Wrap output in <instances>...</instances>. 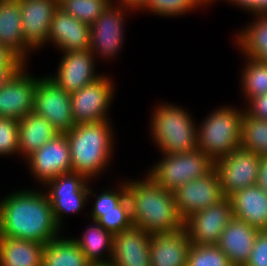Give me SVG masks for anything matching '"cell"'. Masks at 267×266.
Returning <instances> with one entry per match:
<instances>
[{
  "label": "cell",
  "instance_id": "cell-1",
  "mask_svg": "<svg viewBox=\"0 0 267 266\" xmlns=\"http://www.w3.org/2000/svg\"><path fill=\"white\" fill-rule=\"evenodd\" d=\"M43 191L12 192L0 201V237L46 244L57 238L60 228L47 194Z\"/></svg>",
  "mask_w": 267,
  "mask_h": 266
},
{
  "label": "cell",
  "instance_id": "cell-2",
  "mask_svg": "<svg viewBox=\"0 0 267 266\" xmlns=\"http://www.w3.org/2000/svg\"><path fill=\"white\" fill-rule=\"evenodd\" d=\"M133 226L149 234L174 232L184 228L174 194L157 185L148 175L144 180L126 182Z\"/></svg>",
  "mask_w": 267,
  "mask_h": 266
},
{
  "label": "cell",
  "instance_id": "cell-3",
  "mask_svg": "<svg viewBox=\"0 0 267 266\" xmlns=\"http://www.w3.org/2000/svg\"><path fill=\"white\" fill-rule=\"evenodd\" d=\"M111 126L109 120L76 124L65 133L70 146L72 172L91 180L106 169L114 148Z\"/></svg>",
  "mask_w": 267,
  "mask_h": 266
},
{
  "label": "cell",
  "instance_id": "cell-4",
  "mask_svg": "<svg viewBox=\"0 0 267 266\" xmlns=\"http://www.w3.org/2000/svg\"><path fill=\"white\" fill-rule=\"evenodd\" d=\"M152 114L151 134L162 154H179L197 149V128L186 110L160 104Z\"/></svg>",
  "mask_w": 267,
  "mask_h": 266
},
{
  "label": "cell",
  "instance_id": "cell-5",
  "mask_svg": "<svg viewBox=\"0 0 267 266\" xmlns=\"http://www.w3.org/2000/svg\"><path fill=\"white\" fill-rule=\"evenodd\" d=\"M243 110L226 106L213 111L197 128V149L214 163L240 148Z\"/></svg>",
  "mask_w": 267,
  "mask_h": 266
},
{
  "label": "cell",
  "instance_id": "cell-6",
  "mask_svg": "<svg viewBox=\"0 0 267 266\" xmlns=\"http://www.w3.org/2000/svg\"><path fill=\"white\" fill-rule=\"evenodd\" d=\"M147 175L160 187L173 192L184 183L208 174L214 162L202 151L195 149L179 154H162Z\"/></svg>",
  "mask_w": 267,
  "mask_h": 266
},
{
  "label": "cell",
  "instance_id": "cell-7",
  "mask_svg": "<svg viewBox=\"0 0 267 266\" xmlns=\"http://www.w3.org/2000/svg\"><path fill=\"white\" fill-rule=\"evenodd\" d=\"M113 82L107 76H100L80 90L70 94L75 124L96 123L109 120L108 108L113 99Z\"/></svg>",
  "mask_w": 267,
  "mask_h": 266
},
{
  "label": "cell",
  "instance_id": "cell-8",
  "mask_svg": "<svg viewBox=\"0 0 267 266\" xmlns=\"http://www.w3.org/2000/svg\"><path fill=\"white\" fill-rule=\"evenodd\" d=\"M89 180L85 175L71 171L60 174L45 184L49 185L46 186L49 190L46 194L60 228L64 214L78 213L84 209L89 196Z\"/></svg>",
  "mask_w": 267,
  "mask_h": 266
},
{
  "label": "cell",
  "instance_id": "cell-9",
  "mask_svg": "<svg viewBox=\"0 0 267 266\" xmlns=\"http://www.w3.org/2000/svg\"><path fill=\"white\" fill-rule=\"evenodd\" d=\"M33 112L47 119L59 133H66L76 125L70 94L48 76L38 79Z\"/></svg>",
  "mask_w": 267,
  "mask_h": 266
},
{
  "label": "cell",
  "instance_id": "cell-10",
  "mask_svg": "<svg viewBox=\"0 0 267 266\" xmlns=\"http://www.w3.org/2000/svg\"><path fill=\"white\" fill-rule=\"evenodd\" d=\"M234 218L231 200L225 197L208 208L196 211L184 220L191 244L217 245L220 235Z\"/></svg>",
  "mask_w": 267,
  "mask_h": 266
},
{
  "label": "cell",
  "instance_id": "cell-11",
  "mask_svg": "<svg viewBox=\"0 0 267 266\" xmlns=\"http://www.w3.org/2000/svg\"><path fill=\"white\" fill-rule=\"evenodd\" d=\"M260 156L238 148L214 164L225 197L246 187L256 185Z\"/></svg>",
  "mask_w": 267,
  "mask_h": 266
},
{
  "label": "cell",
  "instance_id": "cell-12",
  "mask_svg": "<svg viewBox=\"0 0 267 266\" xmlns=\"http://www.w3.org/2000/svg\"><path fill=\"white\" fill-rule=\"evenodd\" d=\"M173 194L177 211L183 220L225 198L215 168L205 176L184 183Z\"/></svg>",
  "mask_w": 267,
  "mask_h": 266
},
{
  "label": "cell",
  "instance_id": "cell-13",
  "mask_svg": "<svg viewBox=\"0 0 267 266\" xmlns=\"http://www.w3.org/2000/svg\"><path fill=\"white\" fill-rule=\"evenodd\" d=\"M25 159L30 172L44 185L60 174L72 171L70 146L65 133H59Z\"/></svg>",
  "mask_w": 267,
  "mask_h": 266
},
{
  "label": "cell",
  "instance_id": "cell-14",
  "mask_svg": "<svg viewBox=\"0 0 267 266\" xmlns=\"http://www.w3.org/2000/svg\"><path fill=\"white\" fill-rule=\"evenodd\" d=\"M115 6L110 4L90 25V50L105 59L116 56L123 43V15L129 8L118 3Z\"/></svg>",
  "mask_w": 267,
  "mask_h": 266
},
{
  "label": "cell",
  "instance_id": "cell-15",
  "mask_svg": "<svg viewBox=\"0 0 267 266\" xmlns=\"http://www.w3.org/2000/svg\"><path fill=\"white\" fill-rule=\"evenodd\" d=\"M25 64L0 88V117L20 120L34 110L38 79L26 74Z\"/></svg>",
  "mask_w": 267,
  "mask_h": 266
},
{
  "label": "cell",
  "instance_id": "cell-16",
  "mask_svg": "<svg viewBox=\"0 0 267 266\" xmlns=\"http://www.w3.org/2000/svg\"><path fill=\"white\" fill-rule=\"evenodd\" d=\"M63 55L57 73L48 77L69 94L80 90L101 76L95 73L96 56L90 49L64 52Z\"/></svg>",
  "mask_w": 267,
  "mask_h": 266
},
{
  "label": "cell",
  "instance_id": "cell-17",
  "mask_svg": "<svg viewBox=\"0 0 267 266\" xmlns=\"http://www.w3.org/2000/svg\"><path fill=\"white\" fill-rule=\"evenodd\" d=\"M24 41L34 50L48 39L58 0H19Z\"/></svg>",
  "mask_w": 267,
  "mask_h": 266
},
{
  "label": "cell",
  "instance_id": "cell-18",
  "mask_svg": "<svg viewBox=\"0 0 267 266\" xmlns=\"http://www.w3.org/2000/svg\"><path fill=\"white\" fill-rule=\"evenodd\" d=\"M50 41L62 52L90 49V25L58 8L52 17L46 44Z\"/></svg>",
  "mask_w": 267,
  "mask_h": 266
},
{
  "label": "cell",
  "instance_id": "cell-19",
  "mask_svg": "<svg viewBox=\"0 0 267 266\" xmlns=\"http://www.w3.org/2000/svg\"><path fill=\"white\" fill-rule=\"evenodd\" d=\"M151 234L132 226L114 235L111 264L113 266H151Z\"/></svg>",
  "mask_w": 267,
  "mask_h": 266
},
{
  "label": "cell",
  "instance_id": "cell-20",
  "mask_svg": "<svg viewBox=\"0 0 267 266\" xmlns=\"http://www.w3.org/2000/svg\"><path fill=\"white\" fill-rule=\"evenodd\" d=\"M190 245L184 228L152 234L149 244L151 266H187Z\"/></svg>",
  "mask_w": 267,
  "mask_h": 266
},
{
  "label": "cell",
  "instance_id": "cell-21",
  "mask_svg": "<svg viewBox=\"0 0 267 266\" xmlns=\"http://www.w3.org/2000/svg\"><path fill=\"white\" fill-rule=\"evenodd\" d=\"M258 230L245 221L233 218L220 235L217 246L234 266H245Z\"/></svg>",
  "mask_w": 267,
  "mask_h": 266
},
{
  "label": "cell",
  "instance_id": "cell-22",
  "mask_svg": "<svg viewBox=\"0 0 267 266\" xmlns=\"http://www.w3.org/2000/svg\"><path fill=\"white\" fill-rule=\"evenodd\" d=\"M229 199L235 218L258 231H267V193L258 185L238 190Z\"/></svg>",
  "mask_w": 267,
  "mask_h": 266
},
{
  "label": "cell",
  "instance_id": "cell-23",
  "mask_svg": "<svg viewBox=\"0 0 267 266\" xmlns=\"http://www.w3.org/2000/svg\"><path fill=\"white\" fill-rule=\"evenodd\" d=\"M0 44L27 63L28 51L33 49L23 38L19 0H0Z\"/></svg>",
  "mask_w": 267,
  "mask_h": 266
},
{
  "label": "cell",
  "instance_id": "cell-24",
  "mask_svg": "<svg viewBox=\"0 0 267 266\" xmlns=\"http://www.w3.org/2000/svg\"><path fill=\"white\" fill-rule=\"evenodd\" d=\"M59 132L45 118L34 112L19 120V150L24 158L40 149Z\"/></svg>",
  "mask_w": 267,
  "mask_h": 266
},
{
  "label": "cell",
  "instance_id": "cell-25",
  "mask_svg": "<svg viewBox=\"0 0 267 266\" xmlns=\"http://www.w3.org/2000/svg\"><path fill=\"white\" fill-rule=\"evenodd\" d=\"M44 244L0 237V266H41Z\"/></svg>",
  "mask_w": 267,
  "mask_h": 266
},
{
  "label": "cell",
  "instance_id": "cell-26",
  "mask_svg": "<svg viewBox=\"0 0 267 266\" xmlns=\"http://www.w3.org/2000/svg\"><path fill=\"white\" fill-rule=\"evenodd\" d=\"M93 224L86 229L80 237L81 239L73 238V240L91 264L110 263L113 253L114 235L106 231L97 221H94ZM105 253L106 255L108 254V260L103 257Z\"/></svg>",
  "mask_w": 267,
  "mask_h": 266
},
{
  "label": "cell",
  "instance_id": "cell-27",
  "mask_svg": "<svg viewBox=\"0 0 267 266\" xmlns=\"http://www.w3.org/2000/svg\"><path fill=\"white\" fill-rule=\"evenodd\" d=\"M59 237L44 245L41 266H90L73 238Z\"/></svg>",
  "mask_w": 267,
  "mask_h": 266
},
{
  "label": "cell",
  "instance_id": "cell-28",
  "mask_svg": "<svg viewBox=\"0 0 267 266\" xmlns=\"http://www.w3.org/2000/svg\"><path fill=\"white\" fill-rule=\"evenodd\" d=\"M240 148L267 156V121L242 114Z\"/></svg>",
  "mask_w": 267,
  "mask_h": 266
},
{
  "label": "cell",
  "instance_id": "cell-29",
  "mask_svg": "<svg viewBox=\"0 0 267 266\" xmlns=\"http://www.w3.org/2000/svg\"><path fill=\"white\" fill-rule=\"evenodd\" d=\"M256 18L236 36L240 51L251 58H258L267 48V15Z\"/></svg>",
  "mask_w": 267,
  "mask_h": 266
},
{
  "label": "cell",
  "instance_id": "cell-30",
  "mask_svg": "<svg viewBox=\"0 0 267 266\" xmlns=\"http://www.w3.org/2000/svg\"><path fill=\"white\" fill-rule=\"evenodd\" d=\"M242 71L241 86L247 101L267 94V65L265 63L247 56L246 66Z\"/></svg>",
  "mask_w": 267,
  "mask_h": 266
},
{
  "label": "cell",
  "instance_id": "cell-31",
  "mask_svg": "<svg viewBox=\"0 0 267 266\" xmlns=\"http://www.w3.org/2000/svg\"><path fill=\"white\" fill-rule=\"evenodd\" d=\"M58 6L77 20L91 25L110 4L106 0H58Z\"/></svg>",
  "mask_w": 267,
  "mask_h": 266
},
{
  "label": "cell",
  "instance_id": "cell-32",
  "mask_svg": "<svg viewBox=\"0 0 267 266\" xmlns=\"http://www.w3.org/2000/svg\"><path fill=\"white\" fill-rule=\"evenodd\" d=\"M91 215L92 222L97 221L106 231L113 235L133 226L128 197L118 205V211L92 212Z\"/></svg>",
  "mask_w": 267,
  "mask_h": 266
},
{
  "label": "cell",
  "instance_id": "cell-33",
  "mask_svg": "<svg viewBox=\"0 0 267 266\" xmlns=\"http://www.w3.org/2000/svg\"><path fill=\"white\" fill-rule=\"evenodd\" d=\"M187 266H231V264L217 245L191 244Z\"/></svg>",
  "mask_w": 267,
  "mask_h": 266
},
{
  "label": "cell",
  "instance_id": "cell-34",
  "mask_svg": "<svg viewBox=\"0 0 267 266\" xmlns=\"http://www.w3.org/2000/svg\"><path fill=\"white\" fill-rule=\"evenodd\" d=\"M199 7L195 0H147L141 8L162 16H178Z\"/></svg>",
  "mask_w": 267,
  "mask_h": 266
},
{
  "label": "cell",
  "instance_id": "cell-35",
  "mask_svg": "<svg viewBox=\"0 0 267 266\" xmlns=\"http://www.w3.org/2000/svg\"><path fill=\"white\" fill-rule=\"evenodd\" d=\"M20 154L19 120L0 117V155Z\"/></svg>",
  "mask_w": 267,
  "mask_h": 266
},
{
  "label": "cell",
  "instance_id": "cell-36",
  "mask_svg": "<svg viewBox=\"0 0 267 266\" xmlns=\"http://www.w3.org/2000/svg\"><path fill=\"white\" fill-rule=\"evenodd\" d=\"M118 186L120 189L106 190L96 195L89 189V195H95L94 206L91 212L118 211V205L127 197L126 182ZM118 190V191H117Z\"/></svg>",
  "mask_w": 267,
  "mask_h": 266
},
{
  "label": "cell",
  "instance_id": "cell-37",
  "mask_svg": "<svg viewBox=\"0 0 267 266\" xmlns=\"http://www.w3.org/2000/svg\"><path fill=\"white\" fill-rule=\"evenodd\" d=\"M245 266H267V231H259Z\"/></svg>",
  "mask_w": 267,
  "mask_h": 266
},
{
  "label": "cell",
  "instance_id": "cell-38",
  "mask_svg": "<svg viewBox=\"0 0 267 266\" xmlns=\"http://www.w3.org/2000/svg\"><path fill=\"white\" fill-rule=\"evenodd\" d=\"M249 106L245 111L258 119L267 121V94L249 100Z\"/></svg>",
  "mask_w": 267,
  "mask_h": 266
},
{
  "label": "cell",
  "instance_id": "cell-39",
  "mask_svg": "<svg viewBox=\"0 0 267 266\" xmlns=\"http://www.w3.org/2000/svg\"><path fill=\"white\" fill-rule=\"evenodd\" d=\"M24 64L14 52L0 44V67H22Z\"/></svg>",
  "mask_w": 267,
  "mask_h": 266
},
{
  "label": "cell",
  "instance_id": "cell-40",
  "mask_svg": "<svg viewBox=\"0 0 267 266\" xmlns=\"http://www.w3.org/2000/svg\"><path fill=\"white\" fill-rule=\"evenodd\" d=\"M256 185L267 193V156H260Z\"/></svg>",
  "mask_w": 267,
  "mask_h": 266
},
{
  "label": "cell",
  "instance_id": "cell-41",
  "mask_svg": "<svg viewBox=\"0 0 267 266\" xmlns=\"http://www.w3.org/2000/svg\"><path fill=\"white\" fill-rule=\"evenodd\" d=\"M21 67H0V88L4 86Z\"/></svg>",
  "mask_w": 267,
  "mask_h": 266
},
{
  "label": "cell",
  "instance_id": "cell-42",
  "mask_svg": "<svg viewBox=\"0 0 267 266\" xmlns=\"http://www.w3.org/2000/svg\"><path fill=\"white\" fill-rule=\"evenodd\" d=\"M231 4L247 10L255 15V0H227Z\"/></svg>",
  "mask_w": 267,
  "mask_h": 266
},
{
  "label": "cell",
  "instance_id": "cell-43",
  "mask_svg": "<svg viewBox=\"0 0 267 266\" xmlns=\"http://www.w3.org/2000/svg\"><path fill=\"white\" fill-rule=\"evenodd\" d=\"M147 0H121V5H124L125 7L129 8L130 11L132 9H140L145 5Z\"/></svg>",
  "mask_w": 267,
  "mask_h": 266
},
{
  "label": "cell",
  "instance_id": "cell-44",
  "mask_svg": "<svg viewBox=\"0 0 267 266\" xmlns=\"http://www.w3.org/2000/svg\"><path fill=\"white\" fill-rule=\"evenodd\" d=\"M267 15V0H255V16Z\"/></svg>",
  "mask_w": 267,
  "mask_h": 266
},
{
  "label": "cell",
  "instance_id": "cell-45",
  "mask_svg": "<svg viewBox=\"0 0 267 266\" xmlns=\"http://www.w3.org/2000/svg\"><path fill=\"white\" fill-rule=\"evenodd\" d=\"M257 59H259L260 61H262L267 65V48Z\"/></svg>",
  "mask_w": 267,
  "mask_h": 266
},
{
  "label": "cell",
  "instance_id": "cell-46",
  "mask_svg": "<svg viewBox=\"0 0 267 266\" xmlns=\"http://www.w3.org/2000/svg\"><path fill=\"white\" fill-rule=\"evenodd\" d=\"M215 0H195V2L198 4V5H201V6H204L206 4H209L211 2H213Z\"/></svg>",
  "mask_w": 267,
  "mask_h": 266
},
{
  "label": "cell",
  "instance_id": "cell-47",
  "mask_svg": "<svg viewBox=\"0 0 267 266\" xmlns=\"http://www.w3.org/2000/svg\"><path fill=\"white\" fill-rule=\"evenodd\" d=\"M90 266H113L111 263L90 264Z\"/></svg>",
  "mask_w": 267,
  "mask_h": 266
},
{
  "label": "cell",
  "instance_id": "cell-48",
  "mask_svg": "<svg viewBox=\"0 0 267 266\" xmlns=\"http://www.w3.org/2000/svg\"><path fill=\"white\" fill-rule=\"evenodd\" d=\"M109 4H114L115 5V2L113 3V1L112 0H106ZM118 1V3H120V5H121V0H117Z\"/></svg>",
  "mask_w": 267,
  "mask_h": 266
}]
</instances>
